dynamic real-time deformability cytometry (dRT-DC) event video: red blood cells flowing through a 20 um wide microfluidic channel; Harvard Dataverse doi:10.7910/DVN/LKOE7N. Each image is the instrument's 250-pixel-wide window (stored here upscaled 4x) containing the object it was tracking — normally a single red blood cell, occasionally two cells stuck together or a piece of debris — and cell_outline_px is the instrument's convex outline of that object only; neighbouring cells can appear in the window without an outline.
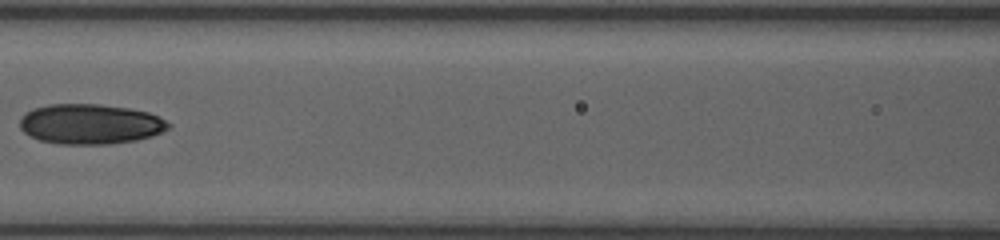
{"species": "human", "species_latin": "Homo sapiens", "temperature_condition": "room temperature", "stored_images_in_passage": 24, "camera_frame_rate_fps": 3000, "um_per_image_px": 0.085, "donor": {"sex": "female"}, "frame": {"image": 1, "passage_image": 21, "time_ms": 8.667, "image_size_px": [1000, 240], "cell_outline_px": [[172, 124], [168, 128], [152, 136], [136, 140], [108, 144], [60, 144], [40, 140], [24, 132], [20, 128], [20, 116], [32, 108], [48, 104], [96, 104], [128, 108], [148, 112], [160, 116]], "centroid_in_image_um": [7.66, 10.54], "position_along_channel_um": 158.9, "area_um2": 34.8}}
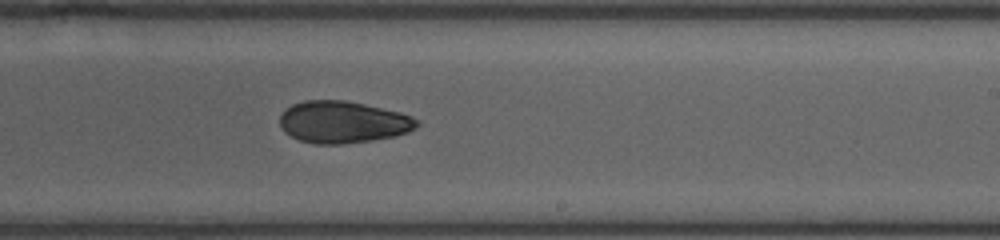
{"frame": {"image": 2, "passage_image": 24, "time_ms": 11.333, "image_size_px": [1000, 240], "cell_outline_px": [[420, 124], [416, 128], [408, 132], [396, 136], [372, 140], [340, 144], [312, 144], [300, 140], [284, 132], [280, 124], [280, 116], [292, 104], [304, 100], [344, 100], [364, 104], [400, 112], [412, 116], [420, 120]], "centroid_in_image_um": [29.18, 10.38], "position_along_channel_um": 259.8, "area_um2": 33.58}}